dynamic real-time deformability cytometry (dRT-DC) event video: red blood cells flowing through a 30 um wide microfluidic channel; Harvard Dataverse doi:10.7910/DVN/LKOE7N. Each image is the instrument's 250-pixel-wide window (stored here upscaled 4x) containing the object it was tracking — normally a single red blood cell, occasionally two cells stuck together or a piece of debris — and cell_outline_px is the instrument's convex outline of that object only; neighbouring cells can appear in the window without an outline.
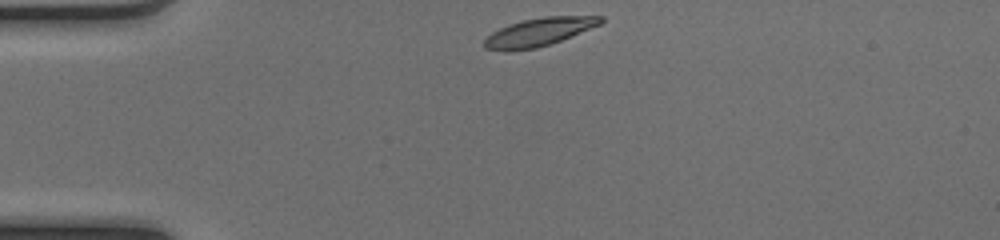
{"species": "common noctule bat (a hibernating species)", "species_latin": "Nyctalus noctula", "temperature_condition": "cold", "stored_images_in_passage": 40, "camera_frame_rate_fps": 3000, "um_per_image_px": 0.085, "animal": {"sex": "female", "body_mass_g": 17.0, "forearm_length_mm": 48.0}, "frame": {"image": 1, "passage_image": 1, "time_ms": 0.0, "image_size_px": [1000, 240], "cell_outline_px": [[604, 20], [600, 24], [560, 40], [536, 48], [484, 48], [484, 40], [492, 32], [500, 28], [524, 20], [544, 16], [604, 16]], "centroid_in_image_um": [45.88, 2.67], "position_along_channel_um": 39.1, "area_um2": 18.03}}
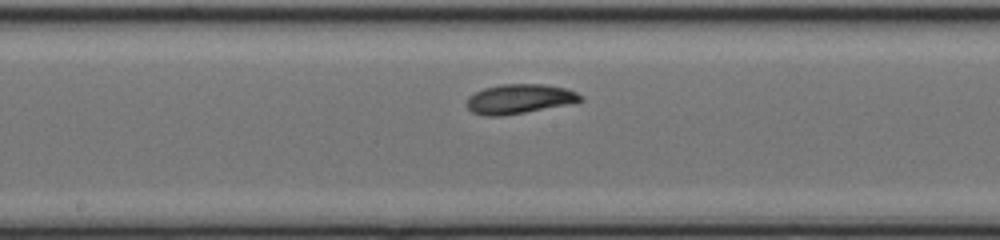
{"frame": {"image": 2, "passage_image": 16, "time_ms": 5.0, "image_size_px": [1000, 240], "cell_outline_px": [[584, 100], [524, 112], [500, 116], [484, 116], [472, 112], [464, 104], [468, 96], [484, 88], [500, 84], [544, 84], [564, 88], [576, 92], [584, 96]], "centroid_in_image_um": [44.08, 8.4], "position_along_channel_um": 204.1, "area_um2": 19.42}}
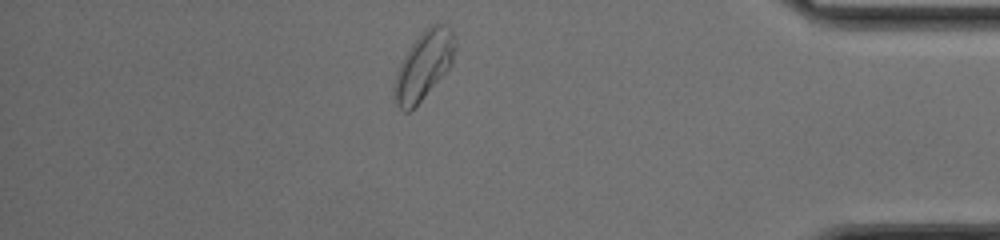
{"frame": {"image": 3, "passage_image": 33, "time_ms": 10.667, "image_size_px": [1000, 240], "cell_outline_px": [[456, 48], [452, 60], [448, 68], [420, 100], [408, 112], [404, 112], [396, 104], [396, 72], [404, 56], [412, 44], [432, 24], [444, 24], [452, 28], [456, 40]], "centroid_in_image_um": [36.06, 5.51], "position_along_channel_um": 399.1, "area_um2": 23.0}, "authors_computed_cell_mechanics": {"area_um2": 19.4786, "velocity_mm_per_s": 4.062, "shape_relaxation_time_tau1_ms": 3.7625, "shape_relaxation_time_tau2_ms": 3.9132, "deformation_change_tau1": 0.1275, "deformation_change_tau2": 0.0746}}